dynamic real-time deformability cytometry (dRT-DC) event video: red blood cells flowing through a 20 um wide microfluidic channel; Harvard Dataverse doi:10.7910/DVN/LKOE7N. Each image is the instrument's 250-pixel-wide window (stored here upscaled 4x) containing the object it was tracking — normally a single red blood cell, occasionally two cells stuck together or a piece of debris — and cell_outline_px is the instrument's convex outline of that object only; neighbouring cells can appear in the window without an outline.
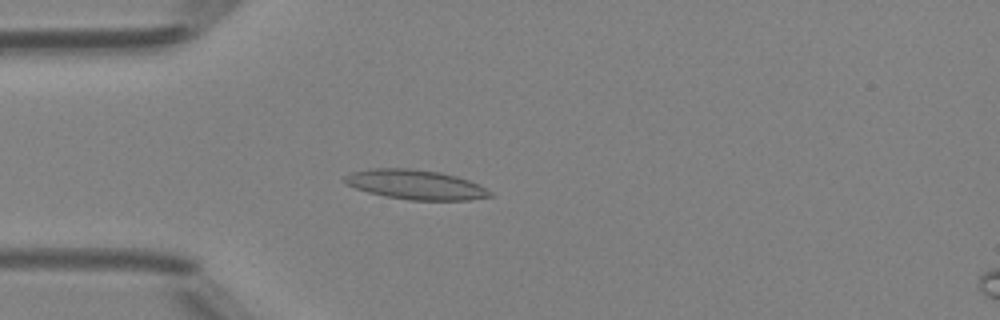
{"species": "Egyptian fruit bat (a non-hibernating species)", "species_latin": "Rousettus aegyptiacus", "temperature_condition": "room temperature", "stored_images_in_passage": 49, "camera_frame_rate_fps": 3000, "um_per_image_px": 0.085, "animal": {"sex": "female"}, "frame": {"image": 1, "passage_image": 14, "time_ms": 4.333, "image_size_px": [1000, 320], "cell_outline_px": [[496, 196], [468, 200], [408, 200], [384, 196], [368, 192], [356, 188], [348, 184], [344, 180], [344, 176], [352, 172], [368, 168], [408, 168], [440, 172], [456, 176], [480, 184], [492, 192]], "centroid_in_image_um": [35.36, 15.69], "position_along_channel_um": 49.6, "area_um2": 25.2}}
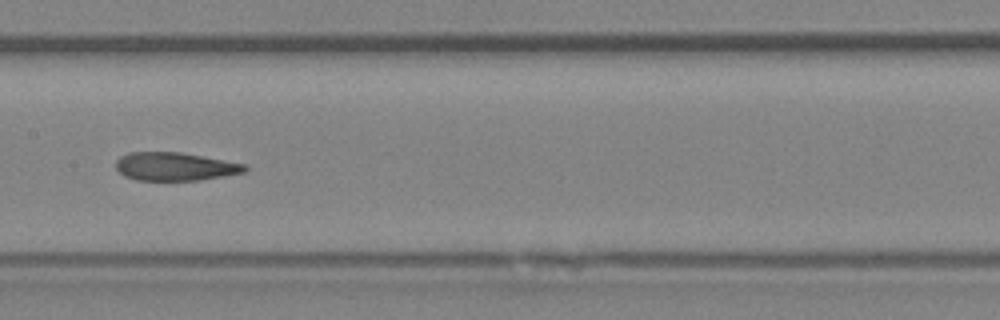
{"frame": {"image": 2, "passage_image": 25, "time_ms": 8.0, "image_size_px": [1000, 320], "cell_outline_px": [[248, 168], [244, 172], [224, 176], [200, 180], [136, 180], [124, 176], [116, 168], [116, 160], [120, 156], [128, 152], [180, 152], [244, 164]], "centroid_in_image_um": [14.83, 14.15], "position_along_channel_um": 192.6, "area_um2": 21.1}}
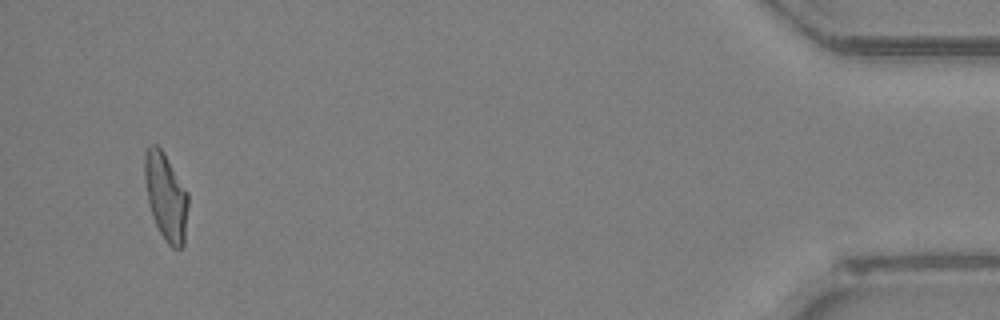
{"frame": {"image": 3, "passage_image": 47, "time_ms": 15.333, "image_size_px": [1000, 320], "cell_outline_px": [[188, 204], [184, 244], [180, 248], [172, 248], [168, 244], [160, 232], [152, 216], [148, 204], [144, 176], [144, 152], [148, 144], [156, 144], [164, 152], [188, 192]], "centroid_in_image_um": [14.08, 16.67], "position_along_channel_um": 421.1, "area_um2": 22.31}, "authors_computed_cell_mechanics": {"area_um2": 22.3108, "velocity_mm_per_s": 4.2168, "shape_relaxation_time_tau1_ms": null, "shape_relaxation_time_tau2_ms": 2.8601, "deformation_change_tau1": null, "deformation_change_tau2": 0.1113}}